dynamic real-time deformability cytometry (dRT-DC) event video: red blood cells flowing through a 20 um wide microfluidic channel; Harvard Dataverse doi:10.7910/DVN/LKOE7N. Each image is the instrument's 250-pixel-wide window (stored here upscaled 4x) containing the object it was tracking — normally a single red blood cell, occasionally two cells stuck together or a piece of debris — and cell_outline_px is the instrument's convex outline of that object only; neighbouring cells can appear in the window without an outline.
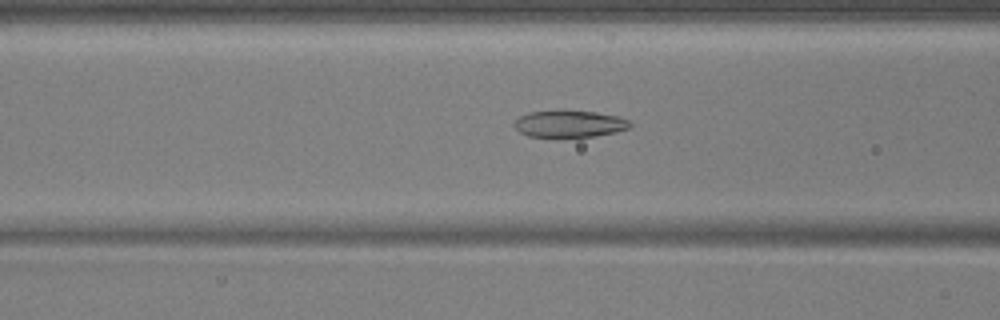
{"species": "common noctule bat (a hibernating species)", "species_latin": "Nyctalus noctula", "temperature_condition": "warm", "stored_images_in_passage": 40, "camera_frame_rate_fps": 3000, "um_per_image_px": 0.085, "animal": {"sex": "male", "body_mass_g": 17.9, "forearm_length_mm": 54.2}, "frame": {"image": 1, "passage_image": 8, "time_ms": 2.333, "image_size_px": [1000, 320], "cell_outline_px": [[632, 124], [628, 128], [616, 132], [596, 136], [564, 140], [528, 136], [520, 132], [512, 124], [520, 116], [528, 112], [596, 112], [616, 116], [628, 120]], "centroid_in_image_um": [48.37, 10.6], "position_along_channel_um": 118.2, "area_um2": 18.44}}
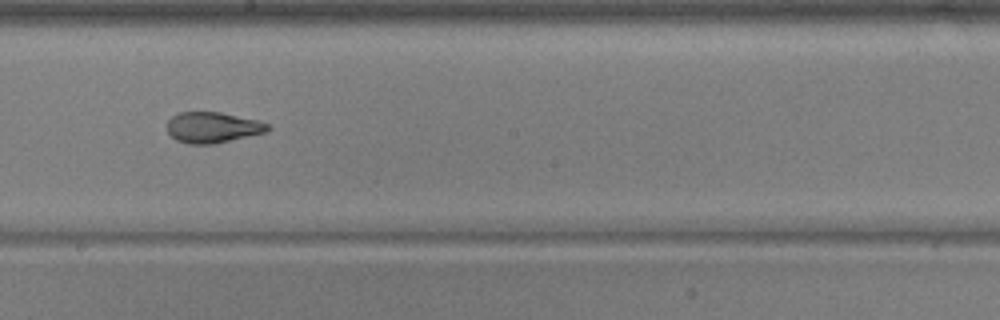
{"frame": {"image": 2, "passage_image": 17, "time_ms": 5.333, "image_size_px": [1000, 320], "cell_outline_px": [[272, 128], [264, 132], [212, 144], [188, 144], [176, 140], [168, 132], [168, 120], [172, 116], [180, 112], [220, 112], [256, 120], [268, 124]], "centroid_in_image_um": [18.04, 10.83], "position_along_channel_um": 230.2, "area_um2": 17.74}}
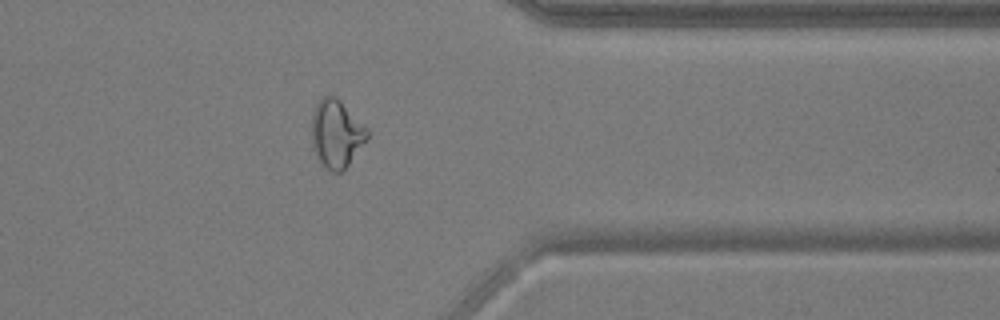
{"frame": {"image": 3, "passage_image": 30, "time_ms": 9.667, "image_size_px": [1000, 320], "cell_outline_px": [[368, 136], [348, 164], [340, 172], [332, 172], [316, 156], [312, 148], [312, 112], [316, 104], [324, 96], [336, 96], [368, 128]], "centroid_in_image_um": [28.57, 11.33], "position_along_channel_um": 382.8, "area_um2": 21.56}, "authors_computed_cell_mechanics": {"area_um2": 19.2763, "velocity_mm_per_s": 3.7261, "shape_relaxation_time_tau1_ms": null, "shape_relaxation_time_tau2_ms": 1.8372, "deformation_change_tau1": null, "deformation_change_tau2": 0.0841}}